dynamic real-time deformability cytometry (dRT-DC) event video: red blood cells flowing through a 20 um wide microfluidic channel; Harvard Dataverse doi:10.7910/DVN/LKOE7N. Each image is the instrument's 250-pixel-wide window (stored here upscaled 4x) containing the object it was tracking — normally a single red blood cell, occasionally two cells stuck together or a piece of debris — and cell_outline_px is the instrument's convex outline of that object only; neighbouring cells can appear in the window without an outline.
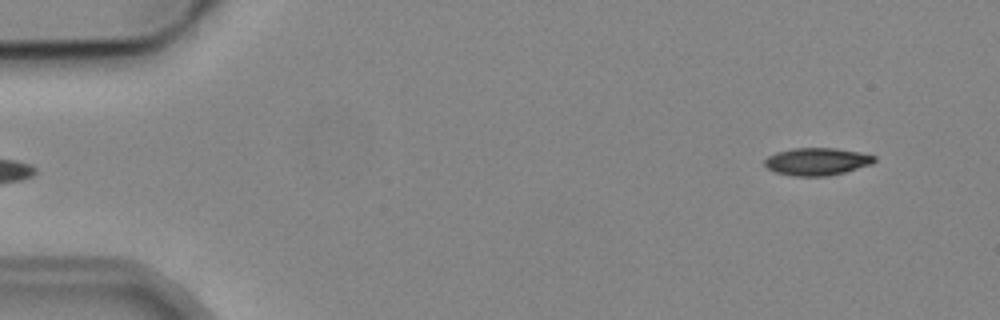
{"species": "common noctule bat (a hibernating species)", "species_latin": "Nyctalus noctula", "temperature_condition": "cold", "stored_images_in_passage": 6, "camera_frame_rate_fps": 3000, "um_per_image_px": 0.085, "animal": {"sex": "male", "body_mass_g": 19.2, "forearm_length_mm": 51.8}, "frame": {"image": 1, "passage_image": 6, "time_ms": 6.0, "image_size_px": [1000, 320], "cell_outline_px": [[876, 160], [872, 164], [844, 172], [828, 176], [792, 176], [776, 172], [768, 168], [764, 164], [764, 160], [768, 156], [776, 152], [792, 148], [836, 148], [860, 152], [876, 156]], "centroid_in_image_um": [69.44, 13.72], "position_along_channel_um": 15.6, "area_um2": 17.63}}